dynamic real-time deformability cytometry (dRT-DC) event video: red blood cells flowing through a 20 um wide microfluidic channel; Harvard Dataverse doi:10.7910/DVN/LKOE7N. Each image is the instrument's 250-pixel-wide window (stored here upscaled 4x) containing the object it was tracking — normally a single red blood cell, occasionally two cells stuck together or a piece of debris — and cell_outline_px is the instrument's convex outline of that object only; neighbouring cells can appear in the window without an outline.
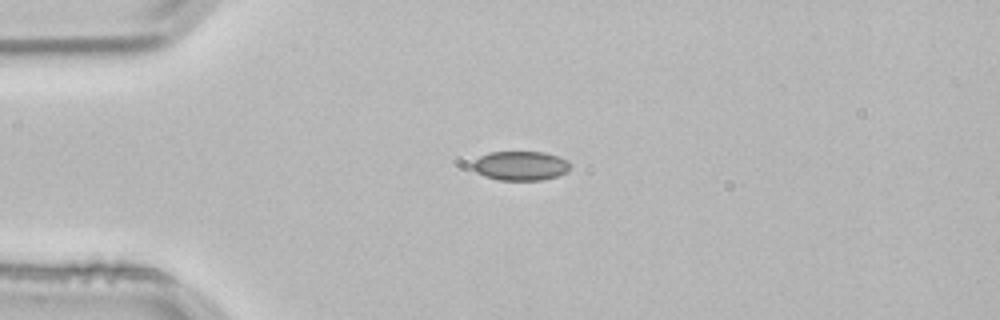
{"species": "common noctule bat (a hibernating species)", "species_latin": "Nyctalus noctula", "temperature_condition": "room temperature", "stored_images_in_passage": 2, "camera_frame_rate_fps": 3000, "um_per_image_px": 0.085, "animal": {"sex": "male", "body_mass_g": 21.5, "forearm_length_mm": 52.0}, "frame": {"image": 1, "passage_image": 1, "time_ms": 0.0, "image_size_px": [1000, 320], "cell_outline_px": [[572, 164], [568, 172], [544, 180], [500, 180], [484, 176], [476, 172], [472, 168], [472, 164], [480, 156], [488, 152], [544, 152], [568, 160]], "centroid_in_image_um": [44.26, 14.09], "position_along_channel_um": 40.7, "area_um2": 16.76}}
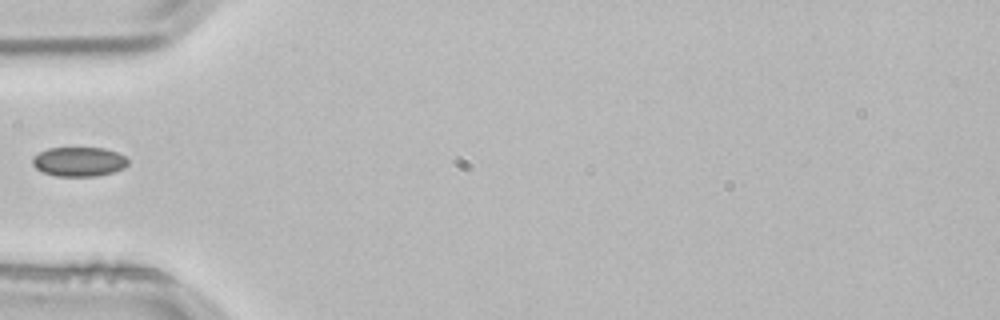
{"frame": {"image": 2, "passage_image": 2, "time_ms": 0.333, "image_size_px": [1000, 320], "cell_outline_px": [[128, 164], [124, 168], [112, 172], [96, 176], [56, 176], [44, 172], [36, 168], [32, 164], [32, 156], [48, 148], [104, 148], [116, 152], [124, 156], [128, 160]], "centroid_in_image_um": [6.7, 13.74], "position_along_channel_um": 78.3, "area_um2": 16.3}}